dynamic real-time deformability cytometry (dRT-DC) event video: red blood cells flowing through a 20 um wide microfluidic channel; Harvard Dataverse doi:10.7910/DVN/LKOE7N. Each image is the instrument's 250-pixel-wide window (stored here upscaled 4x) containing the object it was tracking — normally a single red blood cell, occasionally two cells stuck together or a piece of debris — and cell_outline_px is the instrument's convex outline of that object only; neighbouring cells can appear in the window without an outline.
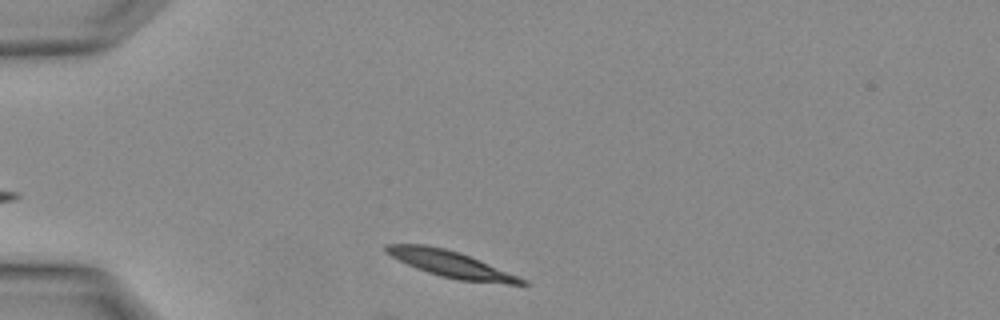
{"species": "Egyptian fruit bat (a non-hibernating species)", "species_latin": "Rousettus aegyptiacus", "temperature_condition": "warm", "stored_images_in_passage": 1, "camera_frame_rate_fps": 3000, "um_per_image_px": 0.085, "animal": {"sex": "female"}, "frame": {"image": 1, "passage_image": 1, "time_ms": 0.0, "image_size_px": [1000, 320], "cell_outline_px": [[532, 284], [508, 284], [456, 280], [440, 276], [416, 268], [384, 252], [384, 244], [424, 244], [444, 248], [460, 252], [516, 276]], "centroid_in_image_um": [38.26, 22.44], "position_along_channel_um": 46.7, "area_um2": 20.46}}